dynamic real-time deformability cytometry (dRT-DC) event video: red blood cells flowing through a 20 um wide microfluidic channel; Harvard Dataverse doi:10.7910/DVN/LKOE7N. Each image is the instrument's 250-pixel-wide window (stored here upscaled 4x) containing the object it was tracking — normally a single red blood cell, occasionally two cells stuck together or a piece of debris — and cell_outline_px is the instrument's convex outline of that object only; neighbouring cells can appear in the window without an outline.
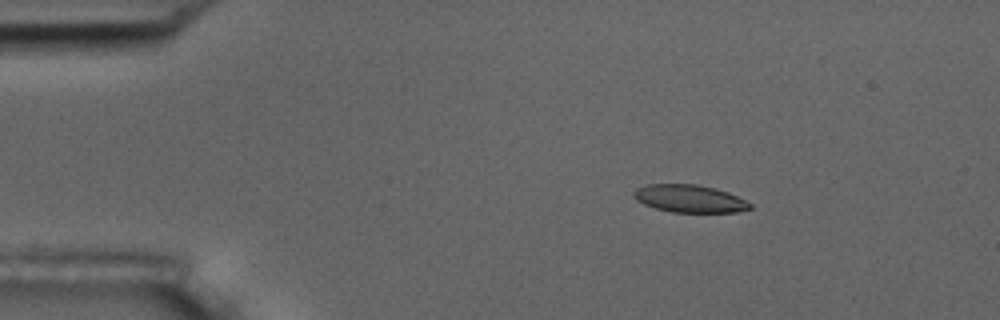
{"species": "common noctule bat (a hibernating species)", "species_latin": "Nyctalus noctula", "temperature_condition": "room temperature", "stored_images_in_passage": 5, "camera_frame_rate_fps": 3000, "um_per_image_px": 0.085, "animal": {"sex": "male", "body_mass_g": 17.5, "forearm_length_mm": 52.3}, "frame": {"image": 1, "passage_image": 3, "time_ms": 0.667, "image_size_px": [1000, 320], "cell_outline_px": [[752, 208], [740, 212], [672, 212], [656, 208], [644, 204], [636, 200], [632, 196], [632, 192], [636, 188], [648, 184], [696, 184], [716, 188], [728, 192], [752, 204]], "centroid_in_image_um": [58.6, 16.88], "position_along_channel_um": 26.4, "area_um2": 18.79}}